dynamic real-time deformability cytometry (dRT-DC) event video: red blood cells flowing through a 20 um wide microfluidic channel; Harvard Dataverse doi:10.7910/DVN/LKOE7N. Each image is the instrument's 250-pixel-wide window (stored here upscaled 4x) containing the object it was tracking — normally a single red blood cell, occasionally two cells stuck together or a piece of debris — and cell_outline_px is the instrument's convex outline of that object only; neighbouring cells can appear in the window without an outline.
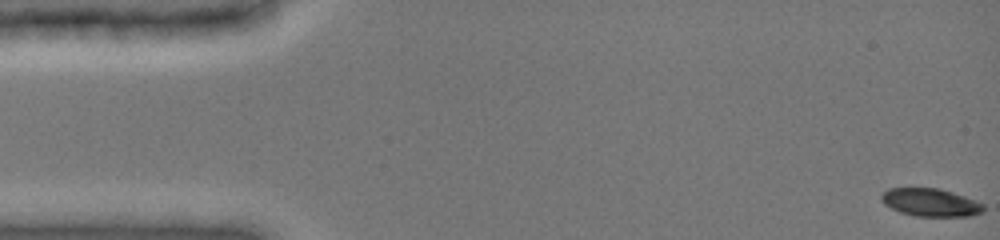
{"species": "common noctule bat (a hibernating species)", "species_latin": "Nyctalus noctula", "temperature_condition": "cold", "stored_images_in_passage": 46, "camera_frame_rate_fps": 3000, "um_per_image_px": 0.085, "animal": {"sex": "female", "body_mass_g": 19.0, "forearm_length_mm": 51.5}, "frame": {"image": 1, "passage_image": 1, "time_ms": 0.0, "image_size_px": [1000, 240], "cell_outline_px": [[984, 212], [972, 216], [916, 216], [900, 212], [884, 204], [880, 196], [888, 188], [936, 188], [952, 192], [964, 196], [984, 204]], "centroid_in_image_um": [79.11, 17.21], "position_along_channel_um": 5.9, "area_um2": 16.53}}
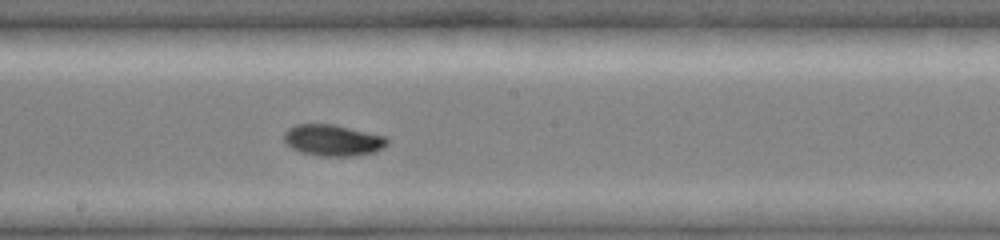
{"frame": {"image": 2, "passage_image": 27, "time_ms": 8.667, "image_size_px": [1000, 240], "cell_outline_px": [[388, 144], [384, 148], [376, 152], [356, 156], [320, 156], [304, 152], [292, 148], [284, 140], [284, 132], [288, 128], [296, 124], [332, 124], [388, 136]], "centroid_in_image_um": [28.35, 11.92], "position_along_channel_um": 219.8, "area_um2": 18.96}}
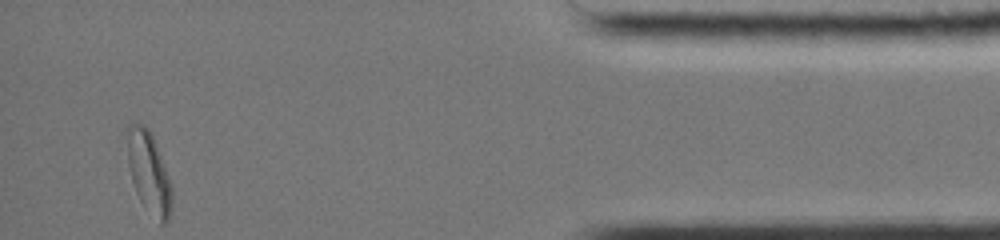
{"frame": {"image": 3, "passage_image": 46, "time_ms": 15.0, "image_size_px": [1000, 240], "cell_outline_px": [[172, 204], [168, 220], [164, 224], [160, 224], [140, 200], [136, 192], [132, 180], [128, 164], [128, 124], [144, 124], [148, 128], [156, 144], [172, 184]], "centroid_in_image_um": [12.68, 14.69], "position_along_channel_um": 422.5, "area_um2": 20.87}, "authors_computed_cell_mechanics": {"area_um2": 18.1203, "velocity_mm_per_s": 3.968, "shape_relaxation_time_tau1_ms": 2.6695, "shape_relaxation_time_tau2_ms": null, "deformation_change_tau1": 0.1072, "deformation_change_tau2": null}}